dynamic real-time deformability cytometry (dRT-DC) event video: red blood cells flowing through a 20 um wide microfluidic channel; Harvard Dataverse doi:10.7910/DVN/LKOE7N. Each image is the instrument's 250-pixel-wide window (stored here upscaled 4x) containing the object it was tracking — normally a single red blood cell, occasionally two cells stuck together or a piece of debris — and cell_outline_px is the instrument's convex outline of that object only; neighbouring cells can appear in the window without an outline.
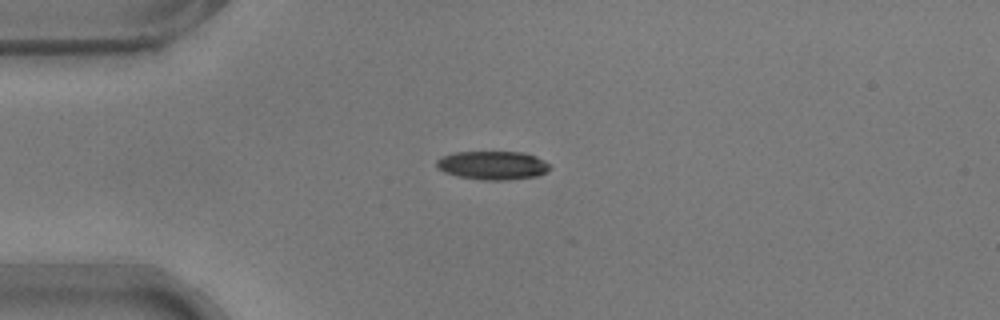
{"species": "common noctule bat (a hibernating species)", "species_latin": "Nyctalus noctula", "temperature_condition": "warm", "stored_images_in_passage": 6, "camera_frame_rate_fps": 3000, "um_per_image_px": 0.085, "animal": {"sex": "male", "body_mass_g": 17.9}, "frame": {"image": 1, "passage_image": 1, "time_ms": 0.0, "image_size_px": [1000, 320], "cell_outline_px": [[552, 164], [544, 172], [536, 176], [508, 180], [484, 180], [460, 176], [444, 172], [436, 168], [436, 160], [440, 156], [456, 152], [524, 152], [536, 156]], "centroid_in_image_um": [41.86, 14.04], "position_along_channel_um": 43.1, "area_um2": 18.9}}